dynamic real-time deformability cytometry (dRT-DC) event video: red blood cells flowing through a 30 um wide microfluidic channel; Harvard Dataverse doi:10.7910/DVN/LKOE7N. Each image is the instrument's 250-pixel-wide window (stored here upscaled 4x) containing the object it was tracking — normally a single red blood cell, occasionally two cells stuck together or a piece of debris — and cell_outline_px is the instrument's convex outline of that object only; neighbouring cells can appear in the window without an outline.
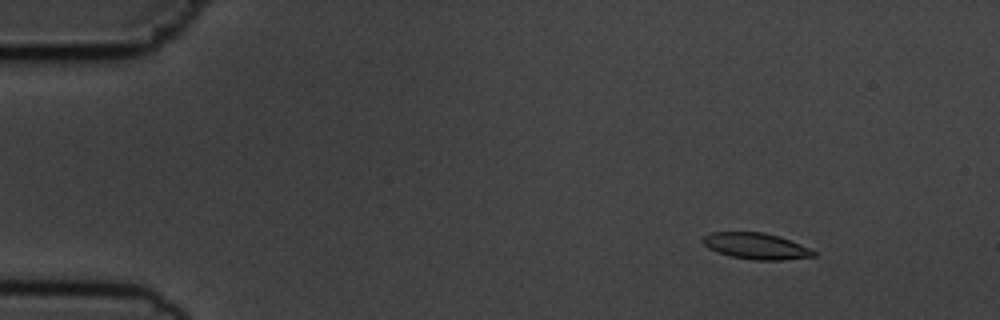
{"species": "common noctule bat (a hibernating species)", "species_latin": "Nyctalus noctula", "temperature_condition": "cold", "stored_images_in_passage": 8, "camera_frame_rate_fps": 3000, "um_per_image_px": 0.085, "animal": {"sex": "male", "body_mass_g": 19.5, "forearm_length_mm": 54.6}, "frame": {"image": 1, "passage_image": 2, "time_ms": 1.0, "image_size_px": [1000, 320], "cell_outline_px": [[816, 256], [784, 260], [752, 260], [732, 256], [708, 248], [700, 240], [704, 236], [712, 232], [764, 232], [780, 236], [800, 244], [816, 252]], "centroid_in_image_um": [64.27, 20.91], "position_along_channel_um": 20.7, "area_um2": 16.88}}
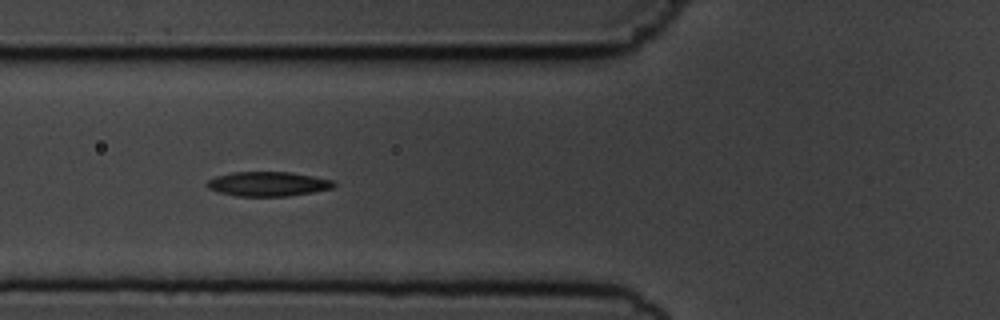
{"frame": {"image": 2, "passage_image": 6, "time_ms": 5.667, "image_size_px": [1000, 320], "cell_outline_px": [[336, 184], [332, 188], [312, 192], [288, 196], [236, 196], [220, 192], [208, 188], [204, 184], [208, 180], [216, 176], [232, 172], [288, 172], [336, 180]], "centroid_in_image_um": [22.77, 15.63], "position_along_channel_um": 103.0, "area_um2": 18.09}}
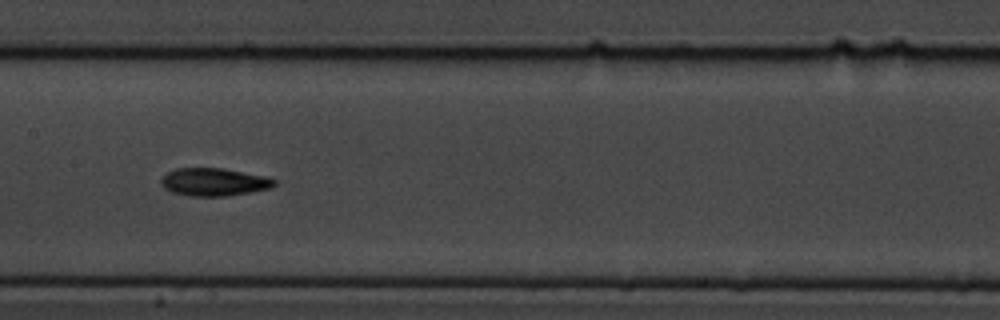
{"frame": {"image": 3, "passage_image": 8, "time_ms": 8.0, "image_size_px": [1000, 320], "cell_outline_px": [[276, 184], [272, 188], [228, 196], [192, 196], [172, 192], [164, 188], [160, 184], [160, 180], [168, 172], [176, 168], [224, 168], [268, 176], [276, 180]], "centroid_in_image_um": [18.22, 15.46], "position_along_channel_um": 189.2, "area_um2": 18.55}}